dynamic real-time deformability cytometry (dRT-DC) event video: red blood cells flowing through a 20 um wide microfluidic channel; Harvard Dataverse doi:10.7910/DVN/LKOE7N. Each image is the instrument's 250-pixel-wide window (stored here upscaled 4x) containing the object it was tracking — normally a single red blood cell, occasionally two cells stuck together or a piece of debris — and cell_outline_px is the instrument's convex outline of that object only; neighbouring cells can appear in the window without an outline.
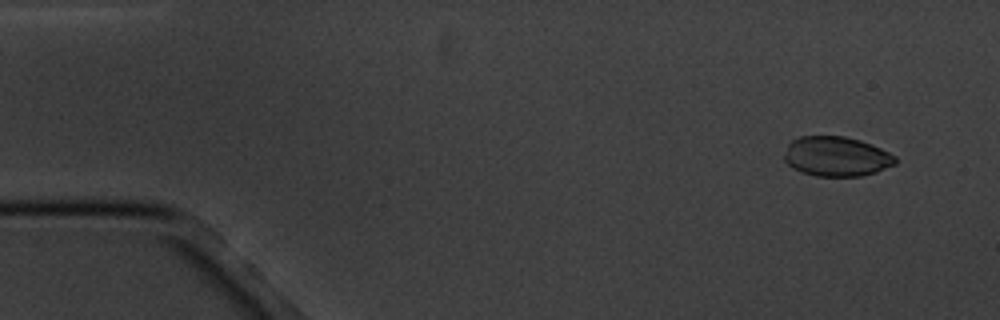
{"species": "common noctule bat (a hibernating species)", "species_latin": "Nyctalus noctula", "temperature_condition": "cold", "stored_images_in_passage": 15, "camera_frame_rate_fps": 3000, "um_per_image_px": 0.085, "animal": {"sex": "male", "body_mass_g": 20.1, "forearm_length_mm": 53.5}, "frame": {"image": 1, "passage_image": 1, "time_ms": 0.0, "image_size_px": [1000, 320], "cell_outline_px": [[896, 164], [876, 172], [860, 176], [816, 176], [800, 172], [792, 168], [784, 160], [784, 156], [788, 144], [792, 140], [800, 136], [844, 136], [860, 140], [872, 144], [896, 156]], "centroid_in_image_um": [71.09, 13.3], "position_along_channel_um": 13.9, "area_um2": 25.84}}
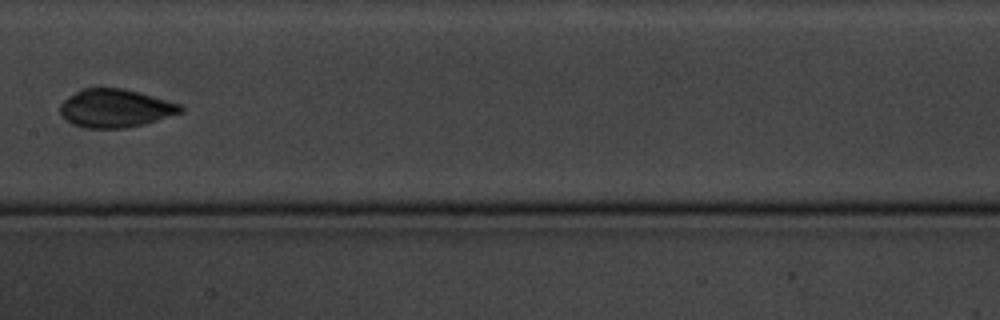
{"frame": {"image": 2, "passage_image": 8, "time_ms": 8.333, "image_size_px": [1000, 320], "cell_outline_px": [[184, 112], [144, 124], [124, 128], [84, 128], [72, 124], [60, 112], [60, 104], [68, 96], [80, 88], [124, 88], [140, 92], [184, 104]], "centroid_in_image_um": [9.85, 9.19], "position_along_channel_um": 197.5, "area_um2": 27.17}}
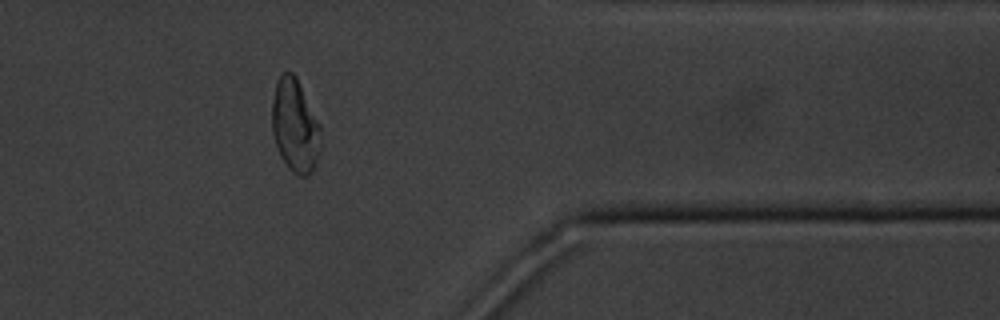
{"frame": {"image": 3, "passage_image": 13, "time_ms": 14.333, "image_size_px": [1000, 320], "cell_outline_px": [[320, 148], [312, 172], [308, 176], [300, 176], [292, 172], [288, 168], [276, 144], [272, 132], [272, 100], [276, 80], [284, 72], [292, 72], [296, 76], [320, 124]], "centroid_in_image_um": [25.07, 10.67], "position_along_channel_um": 386.3, "area_um2": 26.3}, "authors_computed_cell_mechanics": {"area_um2": 26.4146, "velocity_mm_per_s": 3.4389, "shape_relaxation_time_tau1_ms": 11.034, "shape_relaxation_time_tau2_ms": 1.1118, "deformation_change_tau1": 0.2695, "deformation_change_tau2": 0.0351}}